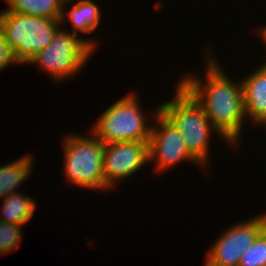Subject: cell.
<instances>
[{"label":"cell","instance_id":"9a60e30c","mask_svg":"<svg viewBox=\"0 0 266 266\" xmlns=\"http://www.w3.org/2000/svg\"><path fill=\"white\" fill-rule=\"evenodd\" d=\"M22 225L0 221V255L8 254L20 246Z\"/></svg>","mask_w":266,"mask_h":266},{"label":"cell","instance_id":"8992f818","mask_svg":"<svg viewBox=\"0 0 266 266\" xmlns=\"http://www.w3.org/2000/svg\"><path fill=\"white\" fill-rule=\"evenodd\" d=\"M62 142L67 180L77 187L104 192L103 154L105 144L92 132L91 136L71 133Z\"/></svg>","mask_w":266,"mask_h":266},{"label":"cell","instance_id":"8fae6325","mask_svg":"<svg viewBox=\"0 0 266 266\" xmlns=\"http://www.w3.org/2000/svg\"><path fill=\"white\" fill-rule=\"evenodd\" d=\"M75 0H64L63 11L61 15V24L69 19L71 21L70 28L72 33L78 34L79 32L85 35H89L96 32L97 26L100 24L101 12L97 2L92 0H78L69 10L64 11V6L71 4ZM68 17V18H67ZM67 18V19H66Z\"/></svg>","mask_w":266,"mask_h":266},{"label":"cell","instance_id":"ac0fdd59","mask_svg":"<svg viewBox=\"0 0 266 266\" xmlns=\"http://www.w3.org/2000/svg\"><path fill=\"white\" fill-rule=\"evenodd\" d=\"M257 31H258L257 35H259L258 37L262 38L261 40L266 46V25L260 26V28Z\"/></svg>","mask_w":266,"mask_h":266},{"label":"cell","instance_id":"7c38bea8","mask_svg":"<svg viewBox=\"0 0 266 266\" xmlns=\"http://www.w3.org/2000/svg\"><path fill=\"white\" fill-rule=\"evenodd\" d=\"M33 160L31 155H24L9 164L0 166V200L18 192V188L27 181L32 173ZM32 168V169H31ZM31 172V173H30Z\"/></svg>","mask_w":266,"mask_h":266},{"label":"cell","instance_id":"6da1fadb","mask_svg":"<svg viewBox=\"0 0 266 266\" xmlns=\"http://www.w3.org/2000/svg\"><path fill=\"white\" fill-rule=\"evenodd\" d=\"M205 57V77L200 79L193 73L187 74L178 84L204 110L217 136L232 147L239 146L246 121L241 80L233 82L210 52Z\"/></svg>","mask_w":266,"mask_h":266},{"label":"cell","instance_id":"9c48e42d","mask_svg":"<svg viewBox=\"0 0 266 266\" xmlns=\"http://www.w3.org/2000/svg\"><path fill=\"white\" fill-rule=\"evenodd\" d=\"M149 162V141H125L105 144L103 154L104 189H113L133 176ZM136 172V173H135Z\"/></svg>","mask_w":266,"mask_h":266},{"label":"cell","instance_id":"e0dca14e","mask_svg":"<svg viewBox=\"0 0 266 266\" xmlns=\"http://www.w3.org/2000/svg\"><path fill=\"white\" fill-rule=\"evenodd\" d=\"M17 65L19 62L16 60L10 46L4 38L3 33L0 31V72L8 67V65Z\"/></svg>","mask_w":266,"mask_h":266},{"label":"cell","instance_id":"3957f363","mask_svg":"<svg viewBox=\"0 0 266 266\" xmlns=\"http://www.w3.org/2000/svg\"><path fill=\"white\" fill-rule=\"evenodd\" d=\"M94 38L86 39L69 32L62 26L56 31L52 42L37 52L28 64L38 65L54 81L72 78L83 69L97 48Z\"/></svg>","mask_w":266,"mask_h":266},{"label":"cell","instance_id":"30bf717a","mask_svg":"<svg viewBox=\"0 0 266 266\" xmlns=\"http://www.w3.org/2000/svg\"><path fill=\"white\" fill-rule=\"evenodd\" d=\"M244 112L251 123L258 125L266 116V63H262L247 78L241 81Z\"/></svg>","mask_w":266,"mask_h":266},{"label":"cell","instance_id":"277c9868","mask_svg":"<svg viewBox=\"0 0 266 266\" xmlns=\"http://www.w3.org/2000/svg\"><path fill=\"white\" fill-rule=\"evenodd\" d=\"M129 93L106 108L90 128L102 143L149 141L152 125H148L138 96Z\"/></svg>","mask_w":266,"mask_h":266},{"label":"cell","instance_id":"5b68a950","mask_svg":"<svg viewBox=\"0 0 266 266\" xmlns=\"http://www.w3.org/2000/svg\"><path fill=\"white\" fill-rule=\"evenodd\" d=\"M60 20L30 16L3 10L0 12V31L19 64H27L46 48L61 27Z\"/></svg>","mask_w":266,"mask_h":266},{"label":"cell","instance_id":"52a82bcc","mask_svg":"<svg viewBox=\"0 0 266 266\" xmlns=\"http://www.w3.org/2000/svg\"><path fill=\"white\" fill-rule=\"evenodd\" d=\"M265 228L266 213L232 225L211 245L204 266H238L243 253Z\"/></svg>","mask_w":266,"mask_h":266},{"label":"cell","instance_id":"2e32d148","mask_svg":"<svg viewBox=\"0 0 266 266\" xmlns=\"http://www.w3.org/2000/svg\"><path fill=\"white\" fill-rule=\"evenodd\" d=\"M266 262V228L257 236L254 244L243 253L238 266H264Z\"/></svg>","mask_w":266,"mask_h":266},{"label":"cell","instance_id":"d6986e66","mask_svg":"<svg viewBox=\"0 0 266 266\" xmlns=\"http://www.w3.org/2000/svg\"><path fill=\"white\" fill-rule=\"evenodd\" d=\"M258 124H260L261 126H263V125L266 126V116L262 120H260V122Z\"/></svg>","mask_w":266,"mask_h":266},{"label":"cell","instance_id":"ba28073f","mask_svg":"<svg viewBox=\"0 0 266 266\" xmlns=\"http://www.w3.org/2000/svg\"><path fill=\"white\" fill-rule=\"evenodd\" d=\"M153 114L152 120L154 119L155 122L152 123L149 139V161H155L156 173L172 169L173 166L181 164L185 160L202 167L189 153L182 134L160 112V107Z\"/></svg>","mask_w":266,"mask_h":266},{"label":"cell","instance_id":"4fadbf2b","mask_svg":"<svg viewBox=\"0 0 266 266\" xmlns=\"http://www.w3.org/2000/svg\"><path fill=\"white\" fill-rule=\"evenodd\" d=\"M2 202L0 221L16 225H24L31 221L30 219L38 208L36 201L31 196H25L20 191L8 195Z\"/></svg>","mask_w":266,"mask_h":266},{"label":"cell","instance_id":"5bb4252c","mask_svg":"<svg viewBox=\"0 0 266 266\" xmlns=\"http://www.w3.org/2000/svg\"><path fill=\"white\" fill-rule=\"evenodd\" d=\"M64 0H5L6 11L60 20Z\"/></svg>","mask_w":266,"mask_h":266},{"label":"cell","instance_id":"7a4b0ae2","mask_svg":"<svg viewBox=\"0 0 266 266\" xmlns=\"http://www.w3.org/2000/svg\"><path fill=\"white\" fill-rule=\"evenodd\" d=\"M175 88V98L160 104V112L182 134L189 153L207 167L211 154L210 134L216 130L195 100L179 84Z\"/></svg>","mask_w":266,"mask_h":266}]
</instances>
